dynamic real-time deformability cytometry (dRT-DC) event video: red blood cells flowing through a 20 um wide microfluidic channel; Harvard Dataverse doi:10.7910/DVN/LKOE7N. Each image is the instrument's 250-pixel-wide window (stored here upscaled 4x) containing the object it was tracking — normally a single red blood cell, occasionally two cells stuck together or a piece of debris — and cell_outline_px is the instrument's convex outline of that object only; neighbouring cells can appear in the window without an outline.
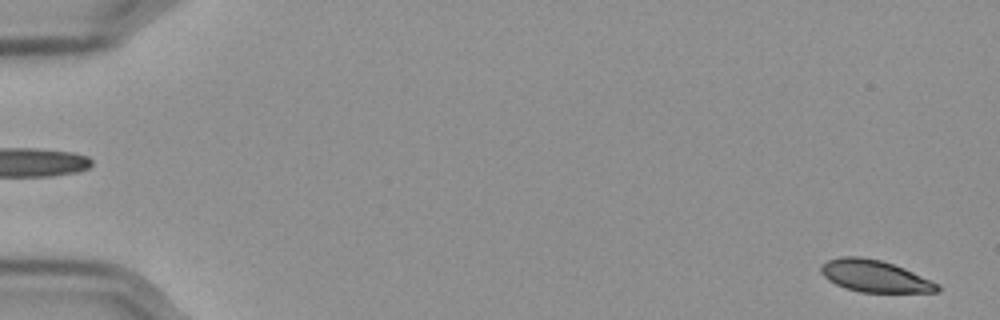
{"species": "Egyptian fruit bat (a non-hibernating species)", "species_latin": "Rousettus aegyptiacus", "temperature_condition": "cold", "stored_images_in_passage": 58, "camera_frame_rate_fps": 3000, "um_per_image_px": 0.085, "frame": {"image": 1, "passage_image": 2, "time_ms": 0.333, "image_size_px": [1000, 320], "cell_outline_px": [[940, 292], [860, 292], [844, 288], [828, 280], [820, 272], [820, 268], [828, 260], [844, 256], [860, 256], [880, 260], [904, 268], [940, 284]], "centroid_in_image_um": [74.36, 23.48], "position_along_channel_um": 10.6, "area_um2": 21.56}}
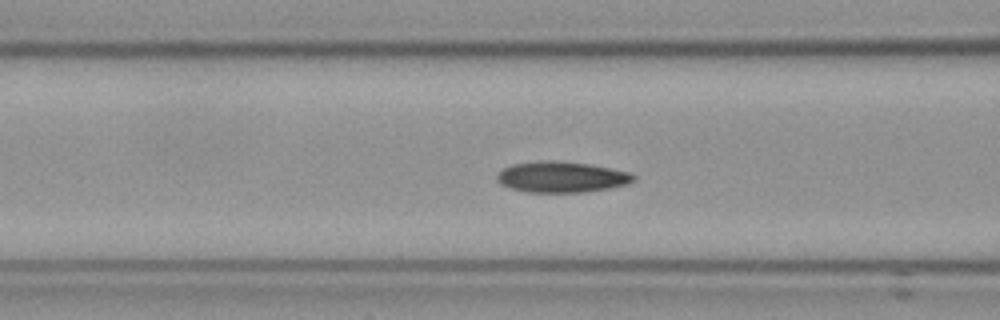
{"frame": {"image": 2, "passage_image": 24, "time_ms": 7.667, "image_size_px": [1000, 320], "cell_outline_px": [[636, 180], [628, 184], [608, 188], [584, 192], [528, 192], [512, 188], [500, 184], [496, 180], [496, 176], [504, 168], [512, 164], [588, 164], [628, 172], [636, 176]], "centroid_in_image_um": [47.78, 15.11], "position_along_channel_um": 118.8, "area_um2": 23.18}}
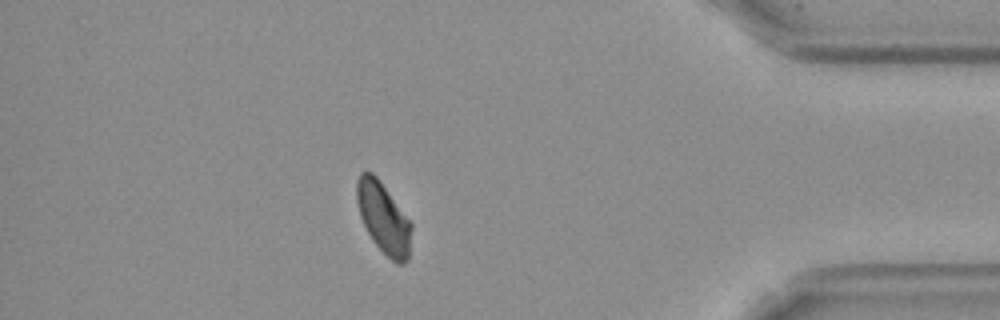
{"frame": {"image": 3, "passage_image": 51, "time_ms": 16.667, "image_size_px": [1000, 320], "cell_outline_px": [[412, 228], [408, 260], [404, 264], [396, 264], [372, 240], [360, 216], [356, 200], [356, 180], [360, 172], [372, 172], [380, 180], [412, 224]], "centroid_in_image_um": [32.59, 18.51], "position_along_channel_um": 402.6, "area_um2": 22.48}, "authors_computed_cell_mechanics": {"area_um2": 23.0911, "velocity_mm_per_s": 3.5496, "shape_relaxation_time_tau1_ms": 3.8521, "shape_relaxation_time_tau2_ms": 3.7152, "deformation_change_tau1": 0.1089, "deformation_change_tau2": 0.0585}}